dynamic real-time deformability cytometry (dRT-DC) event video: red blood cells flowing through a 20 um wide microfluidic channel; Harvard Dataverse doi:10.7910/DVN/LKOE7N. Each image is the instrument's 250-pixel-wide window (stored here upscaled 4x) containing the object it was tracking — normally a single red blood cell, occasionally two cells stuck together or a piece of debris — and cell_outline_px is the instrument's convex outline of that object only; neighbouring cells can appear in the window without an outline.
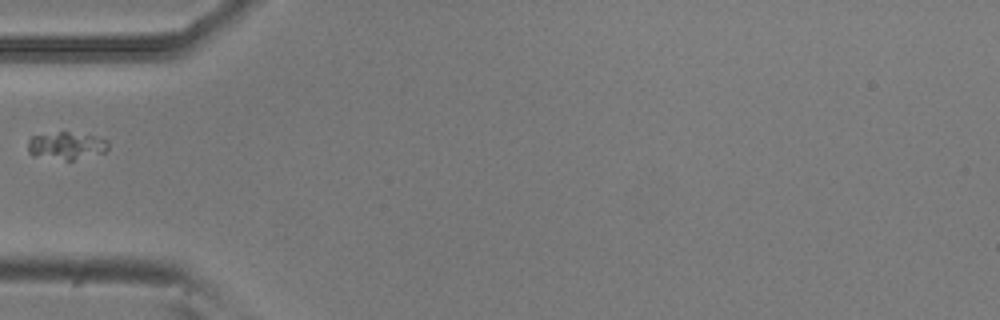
{"species": "common noctule bat (a hibernating species)", "species_latin": "Nyctalus noctula", "temperature_condition": "room temperature", "stored_images_in_passage": 36, "segment_of_instrument_passage": [1, 2], "camera_frame_rate_fps": 3000, "um_per_image_px": 0.085, "animal": {"sex": "male", "body_mass_g": 20.5, "forearm_length_mm": 52.5}, "frame": {"image": 1, "passage_image": 1, "time_ms": 0.0, "image_size_px": [1000, 320], "cell_outline_px": [[108, 148], [104, 152], [72, 160], [64, 160], [32, 156], [28, 152], [28, 140], [32, 136], [60, 132], [68, 132], [92, 136], [108, 140]], "centroid_in_image_um": [5.6, 12.4], "position_along_channel_um": 79.4, "area_um2": 12.72}}
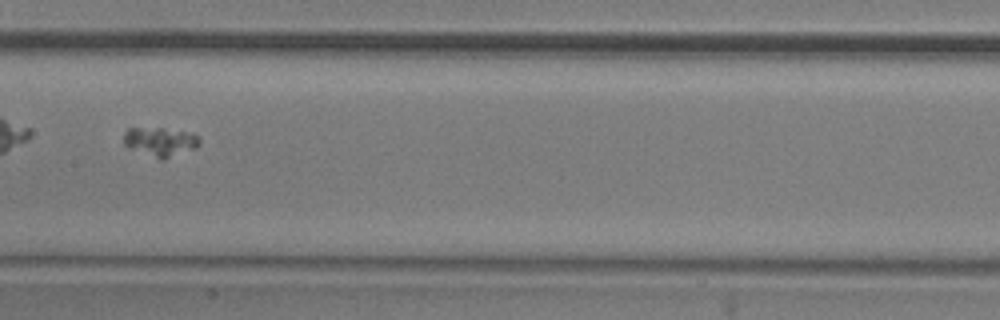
{"frame": {"image": 2, "passage_image": 10, "time_ms": 3.0, "image_size_px": [1000, 320], "cell_outline_px": [[200, 144], [196, 148], [164, 160], [160, 160], [128, 148], [124, 144], [124, 132], [128, 128], [164, 128], [192, 132], [200, 140]], "centroid_in_image_um": [13.63, 12.06], "position_along_channel_um": 193.8, "area_um2": 13.06}}
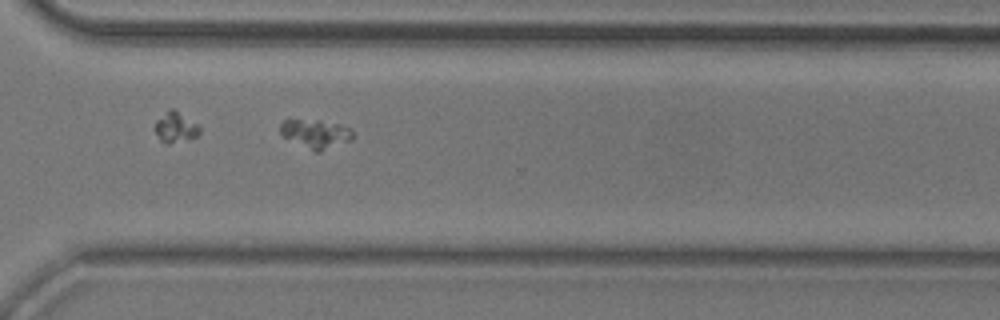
{"frame": {"image": 3, "passage_image": 22, "time_ms": 7.0, "image_size_px": [1000, 320], "cell_outline_px": [[352, 140], [320, 152], [316, 152], [284, 136], [280, 132], [280, 124], [288, 116], [320, 120], [340, 124], [352, 128]], "centroid_in_image_um": [26.82, 11.31], "position_along_channel_um": 343.8, "area_um2": 12.54}}